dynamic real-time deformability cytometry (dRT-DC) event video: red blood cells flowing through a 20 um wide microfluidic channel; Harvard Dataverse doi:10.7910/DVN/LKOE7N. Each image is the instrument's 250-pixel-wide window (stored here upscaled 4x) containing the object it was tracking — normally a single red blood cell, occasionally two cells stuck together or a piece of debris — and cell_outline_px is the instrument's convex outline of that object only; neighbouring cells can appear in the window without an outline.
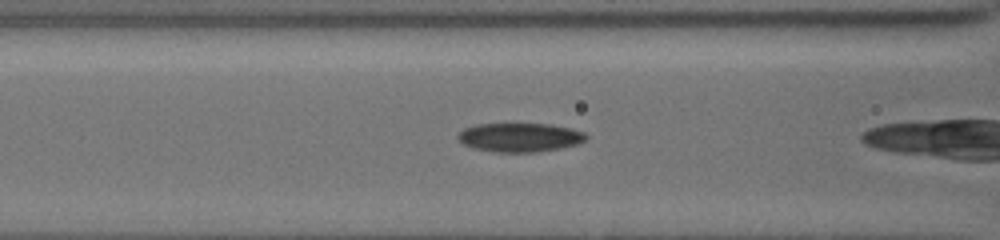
{"species": "common noctule bat (a hibernating species)", "species_latin": "Nyctalus noctula", "temperature_condition": "cold", "stored_images_in_passage": 31, "camera_frame_rate_fps": 3000, "um_per_image_px": 0.085, "animal": {"sex": "female", "body_mass_g": 19.5, "forearm_length_mm": 54.1}, "frame": {"image": 1, "passage_image": 29, "time_ms": 7.333, "image_size_px": [1000, 240], "cell_outline_px": [[588, 136], [584, 140], [576, 144], [560, 148], [536, 152], [492, 152], [472, 148], [464, 144], [456, 136], [464, 128], [476, 124], [548, 124], [572, 128], [584, 132]], "centroid_in_image_um": [44.16, 11.68], "position_along_channel_um": 122.4, "area_um2": 21.56}}